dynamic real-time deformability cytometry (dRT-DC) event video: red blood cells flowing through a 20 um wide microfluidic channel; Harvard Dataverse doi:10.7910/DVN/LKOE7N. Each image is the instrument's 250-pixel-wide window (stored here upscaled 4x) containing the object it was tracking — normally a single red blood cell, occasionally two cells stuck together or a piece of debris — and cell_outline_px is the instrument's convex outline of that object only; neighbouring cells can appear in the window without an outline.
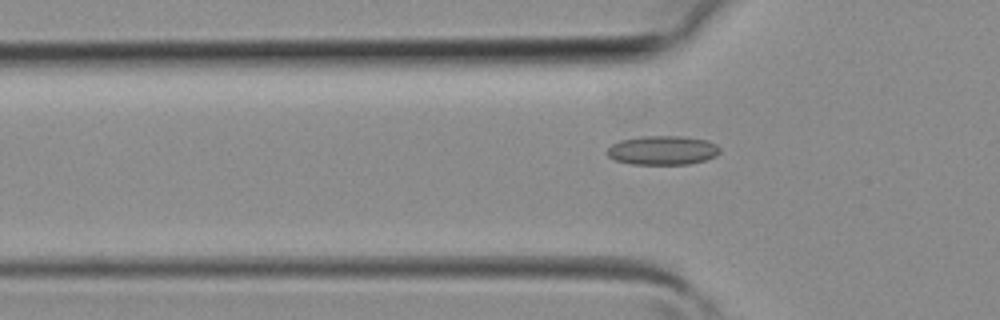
{"species": "common noctule bat (a hibernating species)", "species_latin": "Nyctalus noctula", "temperature_condition": "room temperature", "stored_images_in_passage": 4, "camera_frame_rate_fps": 3000, "um_per_image_px": 0.085, "animal": {"sex": "female", "body_mass_g": 19.3, "forearm_length_mm": 54.1}, "frame": {"image": 1, "passage_image": 4, "time_ms": 1.0, "image_size_px": [1000, 320], "cell_outline_px": [[720, 152], [716, 156], [704, 160], [688, 164], [632, 164], [616, 160], [608, 156], [608, 148], [612, 144], [620, 140], [640, 136], [680, 136], [708, 140], [716, 144], [720, 148]], "centroid_in_image_um": [56.34, 12.77], "position_along_channel_um": 69.5, "area_um2": 19.07}}